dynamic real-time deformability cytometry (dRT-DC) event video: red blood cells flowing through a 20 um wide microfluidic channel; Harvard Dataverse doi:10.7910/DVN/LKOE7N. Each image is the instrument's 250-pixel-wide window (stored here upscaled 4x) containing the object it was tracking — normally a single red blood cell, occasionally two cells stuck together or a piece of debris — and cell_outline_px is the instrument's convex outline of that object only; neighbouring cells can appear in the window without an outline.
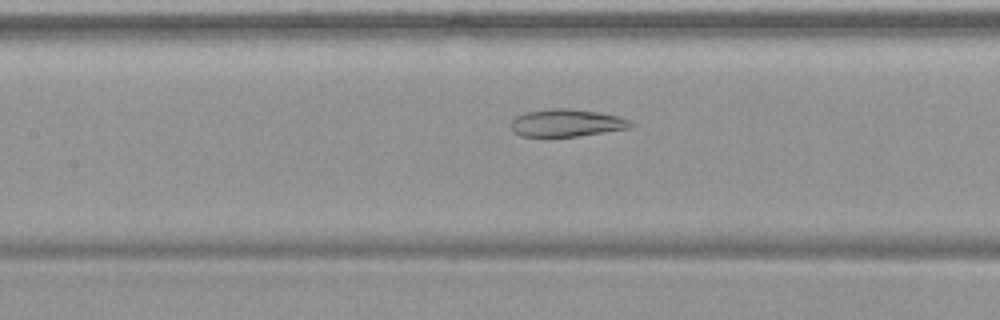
{"species": "common noctule bat (a hibernating species)", "species_latin": "Nyctalus noctula", "temperature_condition": "warm", "stored_images_in_passage": 54, "camera_frame_rate_fps": 3000, "um_per_image_px": 0.085, "animal": {"sex": "female", "body_mass_g": 19.9}, "frame": {"image": 1, "passage_image": 25, "time_ms": 8.0, "image_size_px": [1000, 320], "cell_outline_px": [[636, 124], [632, 128], [576, 136], [520, 136], [512, 128], [512, 120], [516, 116], [528, 112], [548, 108], [568, 108], [600, 112], [620, 116]], "centroid_in_image_um": [48.23, 10.43], "position_along_channel_um": 159.2, "area_um2": 19.13}}
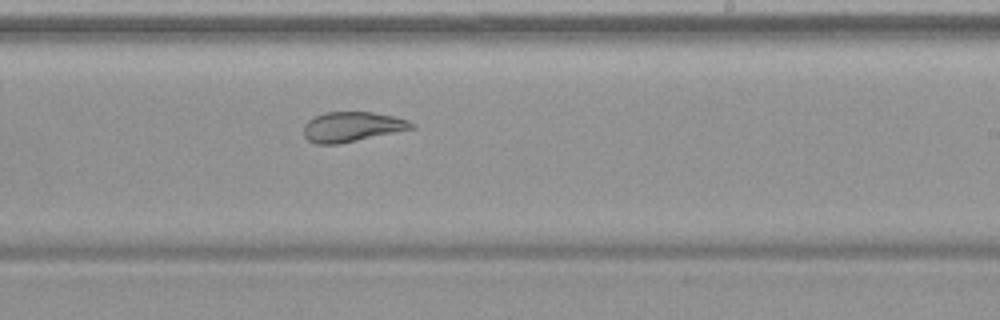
{"frame": {"image": 2, "passage_image": 33, "time_ms": 10.667, "image_size_px": [1000, 320], "cell_outline_px": [[416, 128], [340, 144], [316, 144], [308, 140], [304, 136], [304, 124], [312, 116], [324, 112], [372, 112], [392, 116], [408, 120], [416, 124]], "centroid_in_image_um": [29.91, 10.78], "position_along_channel_um": 259.1, "area_um2": 19.02}}
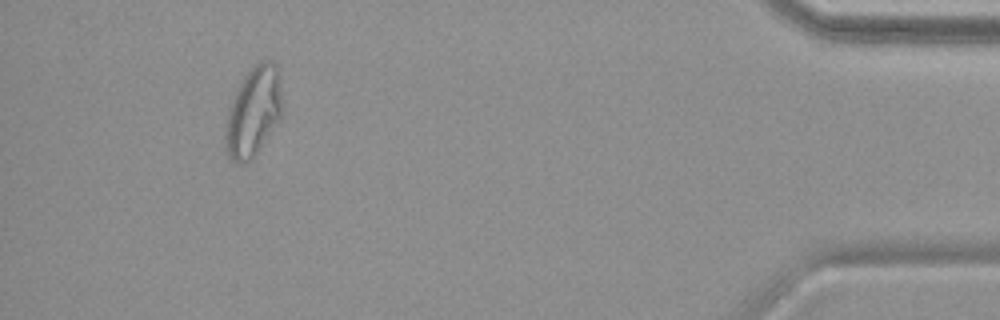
{"frame": {"image": 3, "passage_image": 50, "time_ms": 16.333, "image_size_px": [1000, 320], "cell_outline_px": [[280, 120], [252, 160], [240, 164], [236, 164], [228, 156], [224, 140], [224, 124], [228, 108], [236, 88], [244, 76], [260, 60], [272, 60], [276, 64], [280, 76]], "centroid_in_image_um": [21.5, 9.52], "position_along_channel_um": 413.7, "area_um2": 30.0}, "authors_computed_cell_mechanics": {"area_um2": 26.6458, "velocity_mm_per_s": 3.7554, "shape_relaxation_time_tau1_ms": null, "shape_relaxation_time_tau2_ms": 1.6639, "deformation_change_tau1": null, "deformation_change_tau2": 0.0723}}